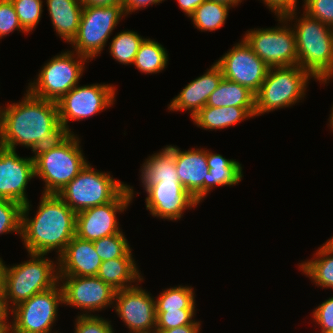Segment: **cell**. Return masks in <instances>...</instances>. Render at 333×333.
Instances as JSON below:
<instances>
[{
    "label": "cell",
    "mask_w": 333,
    "mask_h": 333,
    "mask_svg": "<svg viewBox=\"0 0 333 333\" xmlns=\"http://www.w3.org/2000/svg\"><path fill=\"white\" fill-rule=\"evenodd\" d=\"M70 135L60 123L55 101L37 98L26 90L21 101L0 106V146L13 150L18 145L30 148L33 161Z\"/></svg>",
    "instance_id": "1"
},
{
    "label": "cell",
    "mask_w": 333,
    "mask_h": 333,
    "mask_svg": "<svg viewBox=\"0 0 333 333\" xmlns=\"http://www.w3.org/2000/svg\"><path fill=\"white\" fill-rule=\"evenodd\" d=\"M34 218H29L31 202L23 205L21 239L28 253L56 251L58 257L76 235V212L57 194H42Z\"/></svg>",
    "instance_id": "2"
},
{
    "label": "cell",
    "mask_w": 333,
    "mask_h": 333,
    "mask_svg": "<svg viewBox=\"0 0 333 333\" xmlns=\"http://www.w3.org/2000/svg\"><path fill=\"white\" fill-rule=\"evenodd\" d=\"M297 15L296 10L285 18L295 32L298 65L326 85L333 78V28L305 12Z\"/></svg>",
    "instance_id": "3"
},
{
    "label": "cell",
    "mask_w": 333,
    "mask_h": 333,
    "mask_svg": "<svg viewBox=\"0 0 333 333\" xmlns=\"http://www.w3.org/2000/svg\"><path fill=\"white\" fill-rule=\"evenodd\" d=\"M28 256L30 259L21 264L6 266L4 293L11 309L59 282L58 257L54 261L46 254L28 253Z\"/></svg>",
    "instance_id": "4"
},
{
    "label": "cell",
    "mask_w": 333,
    "mask_h": 333,
    "mask_svg": "<svg viewBox=\"0 0 333 333\" xmlns=\"http://www.w3.org/2000/svg\"><path fill=\"white\" fill-rule=\"evenodd\" d=\"M316 79L299 65L271 67L255 94V117L292 107L306 96L309 80Z\"/></svg>",
    "instance_id": "5"
},
{
    "label": "cell",
    "mask_w": 333,
    "mask_h": 333,
    "mask_svg": "<svg viewBox=\"0 0 333 333\" xmlns=\"http://www.w3.org/2000/svg\"><path fill=\"white\" fill-rule=\"evenodd\" d=\"M81 139L71 134L58 147L34 160L35 177L44 183L42 194H58L86 166Z\"/></svg>",
    "instance_id": "6"
},
{
    "label": "cell",
    "mask_w": 333,
    "mask_h": 333,
    "mask_svg": "<svg viewBox=\"0 0 333 333\" xmlns=\"http://www.w3.org/2000/svg\"><path fill=\"white\" fill-rule=\"evenodd\" d=\"M128 185L88 162L57 195L76 213L114 200Z\"/></svg>",
    "instance_id": "7"
},
{
    "label": "cell",
    "mask_w": 333,
    "mask_h": 333,
    "mask_svg": "<svg viewBox=\"0 0 333 333\" xmlns=\"http://www.w3.org/2000/svg\"><path fill=\"white\" fill-rule=\"evenodd\" d=\"M88 59L67 50L53 56L38 72L26 89L33 96L57 102L79 84Z\"/></svg>",
    "instance_id": "8"
},
{
    "label": "cell",
    "mask_w": 333,
    "mask_h": 333,
    "mask_svg": "<svg viewBox=\"0 0 333 333\" xmlns=\"http://www.w3.org/2000/svg\"><path fill=\"white\" fill-rule=\"evenodd\" d=\"M125 16L122 5L83 7L78 32L69 43L72 51L90 61L95 59Z\"/></svg>",
    "instance_id": "9"
},
{
    "label": "cell",
    "mask_w": 333,
    "mask_h": 333,
    "mask_svg": "<svg viewBox=\"0 0 333 333\" xmlns=\"http://www.w3.org/2000/svg\"><path fill=\"white\" fill-rule=\"evenodd\" d=\"M279 26L247 30L243 39L269 67L298 65L295 32L285 17H277Z\"/></svg>",
    "instance_id": "10"
},
{
    "label": "cell",
    "mask_w": 333,
    "mask_h": 333,
    "mask_svg": "<svg viewBox=\"0 0 333 333\" xmlns=\"http://www.w3.org/2000/svg\"><path fill=\"white\" fill-rule=\"evenodd\" d=\"M62 304L63 291L59 282L49 290L34 294L12 308L10 333H58V330L52 331V326Z\"/></svg>",
    "instance_id": "11"
},
{
    "label": "cell",
    "mask_w": 333,
    "mask_h": 333,
    "mask_svg": "<svg viewBox=\"0 0 333 333\" xmlns=\"http://www.w3.org/2000/svg\"><path fill=\"white\" fill-rule=\"evenodd\" d=\"M116 87L113 84L94 83L84 86L76 85L56 103L60 123L71 134L69 121H83L103 112L115 104Z\"/></svg>",
    "instance_id": "12"
},
{
    "label": "cell",
    "mask_w": 333,
    "mask_h": 333,
    "mask_svg": "<svg viewBox=\"0 0 333 333\" xmlns=\"http://www.w3.org/2000/svg\"><path fill=\"white\" fill-rule=\"evenodd\" d=\"M133 187L128 185L114 200L94 206L76 214V235L79 239H97L122 232L117 213H122L132 203Z\"/></svg>",
    "instance_id": "13"
},
{
    "label": "cell",
    "mask_w": 333,
    "mask_h": 333,
    "mask_svg": "<svg viewBox=\"0 0 333 333\" xmlns=\"http://www.w3.org/2000/svg\"><path fill=\"white\" fill-rule=\"evenodd\" d=\"M64 305L78 308L83 316H91L114 305L116 290L97 276H58ZM91 312H93L91 314Z\"/></svg>",
    "instance_id": "14"
},
{
    "label": "cell",
    "mask_w": 333,
    "mask_h": 333,
    "mask_svg": "<svg viewBox=\"0 0 333 333\" xmlns=\"http://www.w3.org/2000/svg\"><path fill=\"white\" fill-rule=\"evenodd\" d=\"M215 63L224 78L247 87L254 94L259 91L269 69L243 38Z\"/></svg>",
    "instance_id": "15"
},
{
    "label": "cell",
    "mask_w": 333,
    "mask_h": 333,
    "mask_svg": "<svg viewBox=\"0 0 333 333\" xmlns=\"http://www.w3.org/2000/svg\"><path fill=\"white\" fill-rule=\"evenodd\" d=\"M113 309L129 329L128 333H152L156 329L155 299L139 283L116 291Z\"/></svg>",
    "instance_id": "16"
},
{
    "label": "cell",
    "mask_w": 333,
    "mask_h": 333,
    "mask_svg": "<svg viewBox=\"0 0 333 333\" xmlns=\"http://www.w3.org/2000/svg\"><path fill=\"white\" fill-rule=\"evenodd\" d=\"M145 193L146 210L153 217L168 221L180 220L186 210L199 205L180 181L158 182L151 185Z\"/></svg>",
    "instance_id": "17"
},
{
    "label": "cell",
    "mask_w": 333,
    "mask_h": 333,
    "mask_svg": "<svg viewBox=\"0 0 333 333\" xmlns=\"http://www.w3.org/2000/svg\"><path fill=\"white\" fill-rule=\"evenodd\" d=\"M32 178H35L34 161L0 146V198L21 205L28 203L26 188Z\"/></svg>",
    "instance_id": "18"
},
{
    "label": "cell",
    "mask_w": 333,
    "mask_h": 333,
    "mask_svg": "<svg viewBox=\"0 0 333 333\" xmlns=\"http://www.w3.org/2000/svg\"><path fill=\"white\" fill-rule=\"evenodd\" d=\"M174 146V160L180 183L201 203L208 195L207 148L180 150Z\"/></svg>",
    "instance_id": "19"
},
{
    "label": "cell",
    "mask_w": 333,
    "mask_h": 333,
    "mask_svg": "<svg viewBox=\"0 0 333 333\" xmlns=\"http://www.w3.org/2000/svg\"><path fill=\"white\" fill-rule=\"evenodd\" d=\"M221 68L214 62L210 69L189 82L181 92L170 100L168 110L189 111L191 119L206 106L212 94L223 79Z\"/></svg>",
    "instance_id": "20"
},
{
    "label": "cell",
    "mask_w": 333,
    "mask_h": 333,
    "mask_svg": "<svg viewBox=\"0 0 333 333\" xmlns=\"http://www.w3.org/2000/svg\"><path fill=\"white\" fill-rule=\"evenodd\" d=\"M101 264L93 241L74 236L58 257V276H97Z\"/></svg>",
    "instance_id": "21"
},
{
    "label": "cell",
    "mask_w": 333,
    "mask_h": 333,
    "mask_svg": "<svg viewBox=\"0 0 333 333\" xmlns=\"http://www.w3.org/2000/svg\"><path fill=\"white\" fill-rule=\"evenodd\" d=\"M97 277L116 291L131 288L144 280L132 255V249L123 257L102 261ZM135 282L137 283L134 284Z\"/></svg>",
    "instance_id": "22"
},
{
    "label": "cell",
    "mask_w": 333,
    "mask_h": 333,
    "mask_svg": "<svg viewBox=\"0 0 333 333\" xmlns=\"http://www.w3.org/2000/svg\"><path fill=\"white\" fill-rule=\"evenodd\" d=\"M46 5L56 34L69 44L78 32L84 7L81 0H46Z\"/></svg>",
    "instance_id": "23"
},
{
    "label": "cell",
    "mask_w": 333,
    "mask_h": 333,
    "mask_svg": "<svg viewBox=\"0 0 333 333\" xmlns=\"http://www.w3.org/2000/svg\"><path fill=\"white\" fill-rule=\"evenodd\" d=\"M255 117V107H203L191 120L204 130H221Z\"/></svg>",
    "instance_id": "24"
},
{
    "label": "cell",
    "mask_w": 333,
    "mask_h": 333,
    "mask_svg": "<svg viewBox=\"0 0 333 333\" xmlns=\"http://www.w3.org/2000/svg\"><path fill=\"white\" fill-rule=\"evenodd\" d=\"M139 171L141 185L145 191L161 181H179L174 160V145H166L161 151L149 156Z\"/></svg>",
    "instance_id": "25"
},
{
    "label": "cell",
    "mask_w": 333,
    "mask_h": 333,
    "mask_svg": "<svg viewBox=\"0 0 333 333\" xmlns=\"http://www.w3.org/2000/svg\"><path fill=\"white\" fill-rule=\"evenodd\" d=\"M313 257L298 264L300 271L317 287L333 290V246L326 241Z\"/></svg>",
    "instance_id": "26"
},
{
    "label": "cell",
    "mask_w": 333,
    "mask_h": 333,
    "mask_svg": "<svg viewBox=\"0 0 333 333\" xmlns=\"http://www.w3.org/2000/svg\"><path fill=\"white\" fill-rule=\"evenodd\" d=\"M207 149L208 193L220 186H233L243 179L242 164L236 159H226Z\"/></svg>",
    "instance_id": "27"
},
{
    "label": "cell",
    "mask_w": 333,
    "mask_h": 333,
    "mask_svg": "<svg viewBox=\"0 0 333 333\" xmlns=\"http://www.w3.org/2000/svg\"><path fill=\"white\" fill-rule=\"evenodd\" d=\"M206 106L255 107V94L247 87L223 78L216 90L210 94Z\"/></svg>",
    "instance_id": "28"
},
{
    "label": "cell",
    "mask_w": 333,
    "mask_h": 333,
    "mask_svg": "<svg viewBox=\"0 0 333 333\" xmlns=\"http://www.w3.org/2000/svg\"><path fill=\"white\" fill-rule=\"evenodd\" d=\"M168 51L162 44L151 38H144L133 64L141 73L157 74L168 65Z\"/></svg>",
    "instance_id": "29"
},
{
    "label": "cell",
    "mask_w": 333,
    "mask_h": 333,
    "mask_svg": "<svg viewBox=\"0 0 333 333\" xmlns=\"http://www.w3.org/2000/svg\"><path fill=\"white\" fill-rule=\"evenodd\" d=\"M230 6L213 0L204 1L190 15L195 28L199 31H215L225 25Z\"/></svg>",
    "instance_id": "30"
},
{
    "label": "cell",
    "mask_w": 333,
    "mask_h": 333,
    "mask_svg": "<svg viewBox=\"0 0 333 333\" xmlns=\"http://www.w3.org/2000/svg\"><path fill=\"white\" fill-rule=\"evenodd\" d=\"M195 290L192 286L178 285L163 289L155 298L156 312L167 310L195 309Z\"/></svg>",
    "instance_id": "31"
},
{
    "label": "cell",
    "mask_w": 333,
    "mask_h": 333,
    "mask_svg": "<svg viewBox=\"0 0 333 333\" xmlns=\"http://www.w3.org/2000/svg\"><path fill=\"white\" fill-rule=\"evenodd\" d=\"M111 40L108 49L112 58L122 65H131L144 37L132 30H122Z\"/></svg>",
    "instance_id": "32"
},
{
    "label": "cell",
    "mask_w": 333,
    "mask_h": 333,
    "mask_svg": "<svg viewBox=\"0 0 333 333\" xmlns=\"http://www.w3.org/2000/svg\"><path fill=\"white\" fill-rule=\"evenodd\" d=\"M125 236L122 231L93 241L95 250L102 261L123 257L131 249Z\"/></svg>",
    "instance_id": "33"
},
{
    "label": "cell",
    "mask_w": 333,
    "mask_h": 333,
    "mask_svg": "<svg viewBox=\"0 0 333 333\" xmlns=\"http://www.w3.org/2000/svg\"><path fill=\"white\" fill-rule=\"evenodd\" d=\"M22 28L32 32L40 22L43 12V0H11Z\"/></svg>",
    "instance_id": "34"
},
{
    "label": "cell",
    "mask_w": 333,
    "mask_h": 333,
    "mask_svg": "<svg viewBox=\"0 0 333 333\" xmlns=\"http://www.w3.org/2000/svg\"><path fill=\"white\" fill-rule=\"evenodd\" d=\"M23 205L0 198V235L11 232L21 236Z\"/></svg>",
    "instance_id": "35"
},
{
    "label": "cell",
    "mask_w": 333,
    "mask_h": 333,
    "mask_svg": "<svg viewBox=\"0 0 333 333\" xmlns=\"http://www.w3.org/2000/svg\"><path fill=\"white\" fill-rule=\"evenodd\" d=\"M197 309H179L167 310V312H156V329L168 330L171 328L181 327L190 324H201L200 320L196 321Z\"/></svg>",
    "instance_id": "36"
},
{
    "label": "cell",
    "mask_w": 333,
    "mask_h": 333,
    "mask_svg": "<svg viewBox=\"0 0 333 333\" xmlns=\"http://www.w3.org/2000/svg\"><path fill=\"white\" fill-rule=\"evenodd\" d=\"M97 315H78L74 322V333H114L111 320L108 321V319L100 317L99 314Z\"/></svg>",
    "instance_id": "37"
},
{
    "label": "cell",
    "mask_w": 333,
    "mask_h": 333,
    "mask_svg": "<svg viewBox=\"0 0 333 333\" xmlns=\"http://www.w3.org/2000/svg\"><path fill=\"white\" fill-rule=\"evenodd\" d=\"M17 30L27 33L19 22L11 0H0V39Z\"/></svg>",
    "instance_id": "38"
},
{
    "label": "cell",
    "mask_w": 333,
    "mask_h": 333,
    "mask_svg": "<svg viewBox=\"0 0 333 333\" xmlns=\"http://www.w3.org/2000/svg\"><path fill=\"white\" fill-rule=\"evenodd\" d=\"M303 12L333 28V0H302Z\"/></svg>",
    "instance_id": "39"
},
{
    "label": "cell",
    "mask_w": 333,
    "mask_h": 333,
    "mask_svg": "<svg viewBox=\"0 0 333 333\" xmlns=\"http://www.w3.org/2000/svg\"><path fill=\"white\" fill-rule=\"evenodd\" d=\"M315 325L321 329L320 333H329L333 331V296L326 299L324 302L314 308L311 313Z\"/></svg>",
    "instance_id": "40"
},
{
    "label": "cell",
    "mask_w": 333,
    "mask_h": 333,
    "mask_svg": "<svg viewBox=\"0 0 333 333\" xmlns=\"http://www.w3.org/2000/svg\"><path fill=\"white\" fill-rule=\"evenodd\" d=\"M261 1V0H260ZM263 4L269 8V11L274 12L277 17H285L288 14L298 11V0H262Z\"/></svg>",
    "instance_id": "41"
},
{
    "label": "cell",
    "mask_w": 333,
    "mask_h": 333,
    "mask_svg": "<svg viewBox=\"0 0 333 333\" xmlns=\"http://www.w3.org/2000/svg\"><path fill=\"white\" fill-rule=\"evenodd\" d=\"M163 1L165 0H122V6L125 15L127 16L128 14H132V12L147 8L149 5L160 4Z\"/></svg>",
    "instance_id": "42"
},
{
    "label": "cell",
    "mask_w": 333,
    "mask_h": 333,
    "mask_svg": "<svg viewBox=\"0 0 333 333\" xmlns=\"http://www.w3.org/2000/svg\"><path fill=\"white\" fill-rule=\"evenodd\" d=\"M12 312V309L7 304L5 294H0V328L4 331H9L11 327V321L9 322V314ZM8 320V321H7Z\"/></svg>",
    "instance_id": "43"
},
{
    "label": "cell",
    "mask_w": 333,
    "mask_h": 333,
    "mask_svg": "<svg viewBox=\"0 0 333 333\" xmlns=\"http://www.w3.org/2000/svg\"><path fill=\"white\" fill-rule=\"evenodd\" d=\"M206 0H177L179 8L184 12L187 17L195 11Z\"/></svg>",
    "instance_id": "44"
},
{
    "label": "cell",
    "mask_w": 333,
    "mask_h": 333,
    "mask_svg": "<svg viewBox=\"0 0 333 333\" xmlns=\"http://www.w3.org/2000/svg\"><path fill=\"white\" fill-rule=\"evenodd\" d=\"M201 324H190L168 330H155V333H200Z\"/></svg>",
    "instance_id": "45"
},
{
    "label": "cell",
    "mask_w": 333,
    "mask_h": 333,
    "mask_svg": "<svg viewBox=\"0 0 333 333\" xmlns=\"http://www.w3.org/2000/svg\"><path fill=\"white\" fill-rule=\"evenodd\" d=\"M84 7L88 6H112V5H122V0H81Z\"/></svg>",
    "instance_id": "46"
},
{
    "label": "cell",
    "mask_w": 333,
    "mask_h": 333,
    "mask_svg": "<svg viewBox=\"0 0 333 333\" xmlns=\"http://www.w3.org/2000/svg\"><path fill=\"white\" fill-rule=\"evenodd\" d=\"M5 273H6V264L3 262V259L0 257V294H5Z\"/></svg>",
    "instance_id": "47"
},
{
    "label": "cell",
    "mask_w": 333,
    "mask_h": 333,
    "mask_svg": "<svg viewBox=\"0 0 333 333\" xmlns=\"http://www.w3.org/2000/svg\"><path fill=\"white\" fill-rule=\"evenodd\" d=\"M213 1L226 4L230 7H236L237 5H239V3L241 4L243 0H213Z\"/></svg>",
    "instance_id": "48"
},
{
    "label": "cell",
    "mask_w": 333,
    "mask_h": 333,
    "mask_svg": "<svg viewBox=\"0 0 333 333\" xmlns=\"http://www.w3.org/2000/svg\"><path fill=\"white\" fill-rule=\"evenodd\" d=\"M330 116H329V126H330V129L331 131L333 132V104H332V107H331V110H330Z\"/></svg>",
    "instance_id": "49"
},
{
    "label": "cell",
    "mask_w": 333,
    "mask_h": 333,
    "mask_svg": "<svg viewBox=\"0 0 333 333\" xmlns=\"http://www.w3.org/2000/svg\"><path fill=\"white\" fill-rule=\"evenodd\" d=\"M326 241L333 246V236L330 239L326 240Z\"/></svg>",
    "instance_id": "50"
},
{
    "label": "cell",
    "mask_w": 333,
    "mask_h": 333,
    "mask_svg": "<svg viewBox=\"0 0 333 333\" xmlns=\"http://www.w3.org/2000/svg\"><path fill=\"white\" fill-rule=\"evenodd\" d=\"M5 331L2 329V328H0V333H4Z\"/></svg>",
    "instance_id": "51"
}]
</instances>
